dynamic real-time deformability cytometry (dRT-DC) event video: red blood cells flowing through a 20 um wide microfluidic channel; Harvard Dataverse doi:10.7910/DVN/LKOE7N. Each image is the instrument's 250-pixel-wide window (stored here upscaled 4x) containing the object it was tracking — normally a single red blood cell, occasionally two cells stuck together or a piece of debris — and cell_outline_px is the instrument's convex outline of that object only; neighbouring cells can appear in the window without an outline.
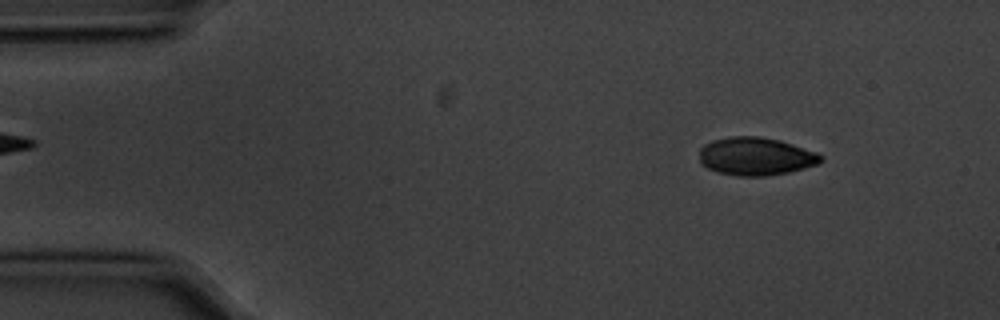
{"species": "common noctule bat (a hibernating species)", "species_latin": "Nyctalus noctula", "temperature_condition": "cold", "stored_images_in_passage": 5, "camera_frame_rate_fps": 3000, "um_per_image_px": 0.085, "animal": {"sex": "male", "body_mass_g": 20.1, "forearm_length_mm": 53.5}, "frame": {"image": 1, "passage_image": 1, "time_ms": 0.0, "image_size_px": [1000, 320], "cell_outline_px": [[824, 160], [820, 164], [788, 172], [764, 176], [736, 176], [716, 172], [700, 164], [700, 148], [704, 144], [712, 140], [728, 136], [760, 136], [780, 140], [816, 152], [824, 156]], "centroid_in_image_um": [64.24, 13.29], "position_along_channel_um": 20.8, "area_um2": 27.22}}